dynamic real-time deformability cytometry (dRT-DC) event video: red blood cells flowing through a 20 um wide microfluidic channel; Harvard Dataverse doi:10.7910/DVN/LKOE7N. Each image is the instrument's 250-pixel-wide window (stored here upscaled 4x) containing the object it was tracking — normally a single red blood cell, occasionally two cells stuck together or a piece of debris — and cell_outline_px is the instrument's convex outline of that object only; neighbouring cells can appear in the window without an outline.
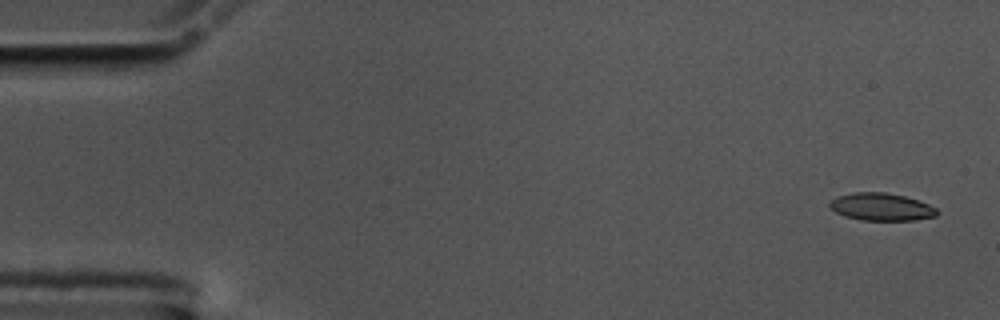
{"species": "common noctule bat (a hibernating species)", "species_latin": "Nyctalus noctula", "temperature_condition": "cold", "stored_images_in_passage": 18, "camera_frame_rate_fps": 3000, "um_per_image_px": 0.085, "animal": {"sex": "male", "body_mass_g": 17.5, "forearm_length_mm": 52.3}, "frame": {"image": 1, "passage_image": 3, "time_ms": 0.667, "image_size_px": [1000, 320], "cell_outline_px": [[936, 216], [916, 220], [860, 220], [844, 216], [828, 208], [828, 204], [832, 200], [840, 196], [856, 192], [884, 192], [904, 196], [928, 204], [936, 208]], "centroid_in_image_um": [74.88, 17.59], "position_along_channel_um": 10.1, "area_um2": 17.05}}